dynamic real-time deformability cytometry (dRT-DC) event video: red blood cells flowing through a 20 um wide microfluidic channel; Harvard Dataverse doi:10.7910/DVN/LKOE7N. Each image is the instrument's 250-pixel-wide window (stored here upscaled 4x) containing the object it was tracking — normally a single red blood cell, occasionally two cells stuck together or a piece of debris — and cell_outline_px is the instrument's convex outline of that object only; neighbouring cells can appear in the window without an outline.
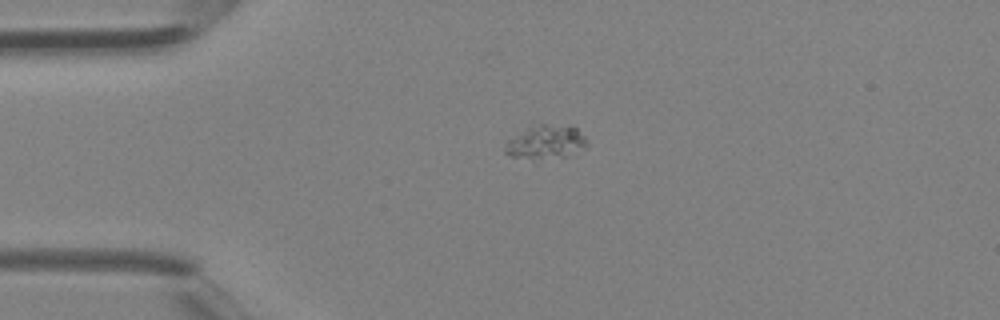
{"species": "Egyptian fruit bat (a non-hibernating species)", "species_latin": "Rousettus aegyptiacus", "temperature_condition": "room temperature", "stored_images_in_passage": 31, "camera_frame_rate_fps": 3000, "um_per_image_px": 0.085, "animal": {"sex": "female"}, "frame": {"image": 1, "passage_image": 1, "time_ms": 0.0, "image_size_px": [1000, 320], "cell_outline_px": [[588, 144], [584, 148], [572, 156], [532, 160], [512, 156], [504, 152], [504, 140], [528, 128], [540, 124], [544, 124], [576, 128], [588, 140]], "centroid_in_image_um": [46.37, 12.12], "position_along_channel_um": 38.6, "area_um2": 16.3}}
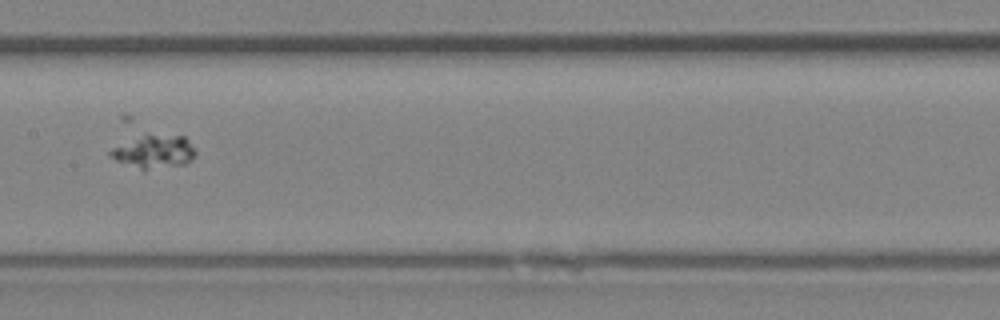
{"frame": {"image": 2, "passage_image": 12, "time_ms": 3.667, "image_size_px": [1000, 320], "cell_outline_px": [[196, 156], [192, 160], [184, 164], [144, 172], [116, 160], [108, 156], [108, 152], [112, 148], [144, 132], [184, 136], [196, 148]], "centroid_in_image_um": [13.1, 12.88], "position_along_channel_um": 194.3, "area_um2": 17.46}}
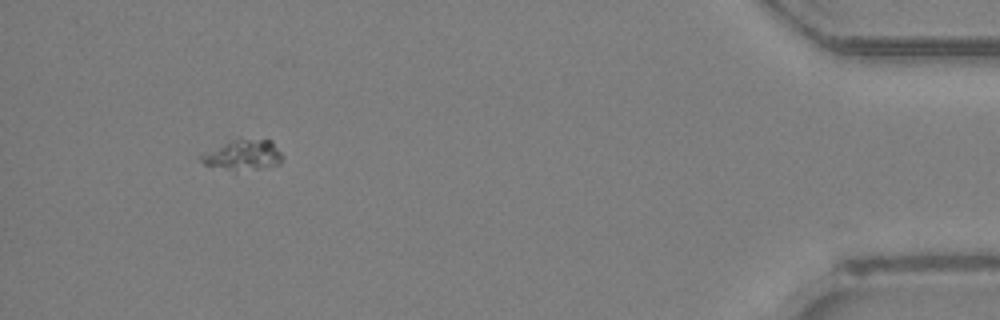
{"frame": {"image": 3, "passage_image": 29, "time_ms": 9.333, "image_size_px": [1000, 320], "cell_outline_px": [[284, 156], [280, 164], [236, 172], [204, 164], [200, 160], [200, 156], [204, 152], [232, 140], [272, 140]], "centroid_in_image_um": [20.68, 13.2], "position_along_channel_um": 414.5, "area_um2": 14.28}}